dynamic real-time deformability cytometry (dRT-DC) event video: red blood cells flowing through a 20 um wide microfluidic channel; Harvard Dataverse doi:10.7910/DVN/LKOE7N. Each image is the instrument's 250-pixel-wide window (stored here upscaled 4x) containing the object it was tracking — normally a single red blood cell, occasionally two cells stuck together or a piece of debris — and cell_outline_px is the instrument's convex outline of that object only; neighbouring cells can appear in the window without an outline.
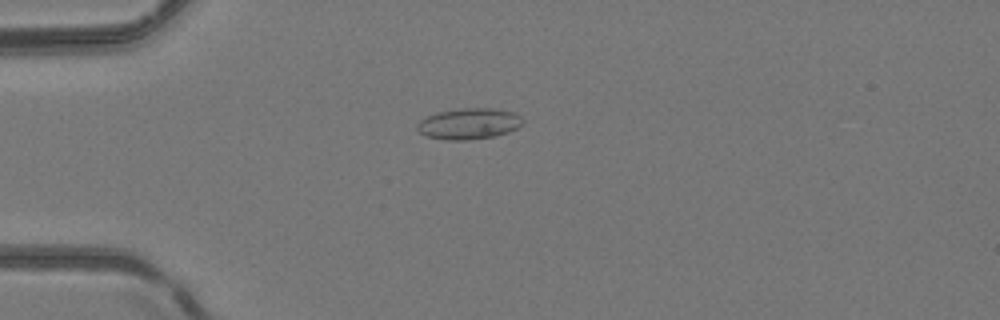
{"species": "common noctule bat (a hibernating species)", "species_latin": "Nyctalus noctula", "temperature_condition": "room temperature", "stored_images_in_passage": 40, "camera_frame_rate_fps": 3000, "um_per_image_px": 0.085, "animal": {"sex": "female", "body_mass_g": 24.6, "forearm_length_mm": 56.2}, "frame": {"image": 1, "passage_image": 15, "time_ms": 4.667, "image_size_px": [1000, 320], "cell_outline_px": [[524, 124], [508, 132], [492, 136], [464, 140], [444, 140], [428, 136], [420, 132], [416, 128], [416, 124], [420, 120], [436, 112], [460, 108], [492, 108], [516, 112], [524, 120]], "centroid_in_image_um": [39.87, 10.5], "position_along_channel_um": 45.1, "area_um2": 19.13}}
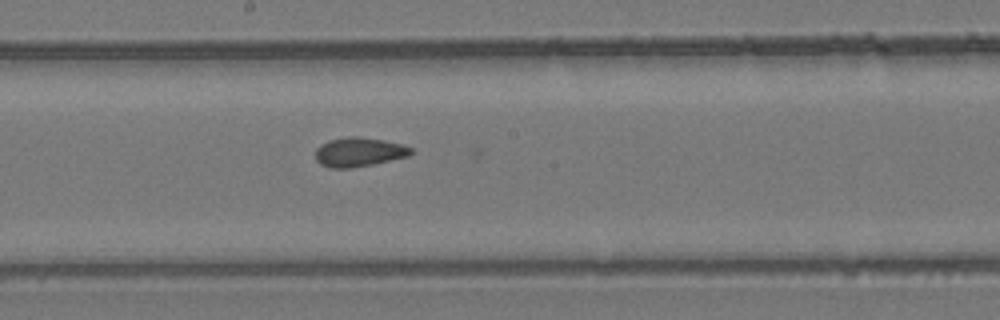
{"frame": {"image": 2, "passage_image": 29, "time_ms": 9.333, "image_size_px": [1000, 320], "cell_outline_px": [[412, 152], [408, 156], [372, 164], [352, 168], [328, 168], [320, 164], [316, 160], [316, 148], [320, 144], [328, 140], [348, 136], [360, 136], [384, 140], [400, 144], [412, 148]], "centroid_in_image_um": [30.46, 12.92], "position_along_channel_um": 217.7, "area_um2": 16.3}}
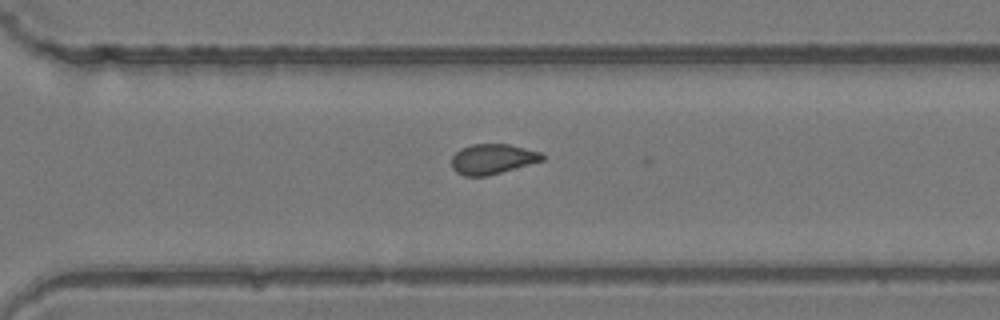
{"frame": {"image": 3, "passage_image": 37, "time_ms": 12.0, "image_size_px": [1000, 320], "cell_outline_px": [[544, 160], [488, 176], [464, 176], [456, 172], [452, 168], [452, 156], [460, 148], [472, 144], [508, 144], [540, 152], [544, 156]], "centroid_in_image_um": [41.84, 13.52], "position_along_channel_um": 328.8, "area_um2": 15.9}}